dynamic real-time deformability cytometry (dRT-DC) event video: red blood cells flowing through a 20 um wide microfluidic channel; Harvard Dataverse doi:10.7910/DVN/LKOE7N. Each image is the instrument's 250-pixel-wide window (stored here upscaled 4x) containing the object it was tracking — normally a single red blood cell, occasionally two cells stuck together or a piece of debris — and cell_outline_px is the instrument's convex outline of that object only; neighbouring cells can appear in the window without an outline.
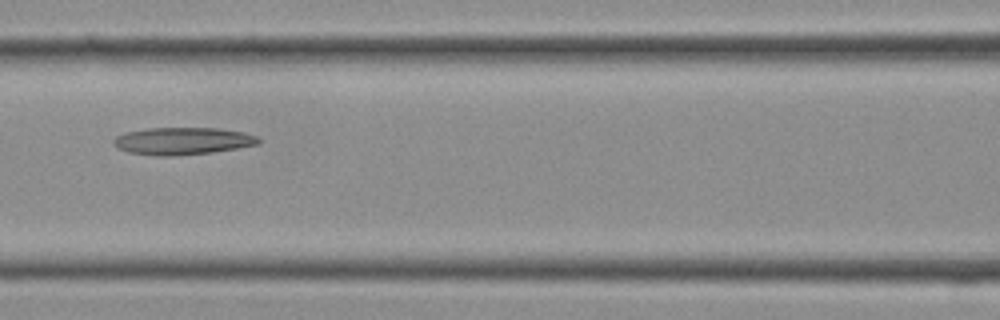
{"species": "Egyptian fruit bat (a non-hibernating species)", "species_latin": "Rousettus aegyptiacus", "temperature_condition": "cold", "stored_images_in_passage": 18, "camera_frame_rate_fps": 3000, "um_per_image_px": 0.085, "frame": {"image": 1, "passage_image": 13, "time_ms": 4.0, "image_size_px": [1000, 320], "cell_outline_px": [[260, 144], [212, 152], [176, 156], [156, 156], [128, 152], [116, 148], [112, 144], [112, 140], [116, 136], [124, 132], [148, 128], [216, 128], [244, 132], [260, 136]], "centroid_in_image_um": [15.5, 11.98], "position_along_channel_um": 151.1, "area_um2": 23.35}}
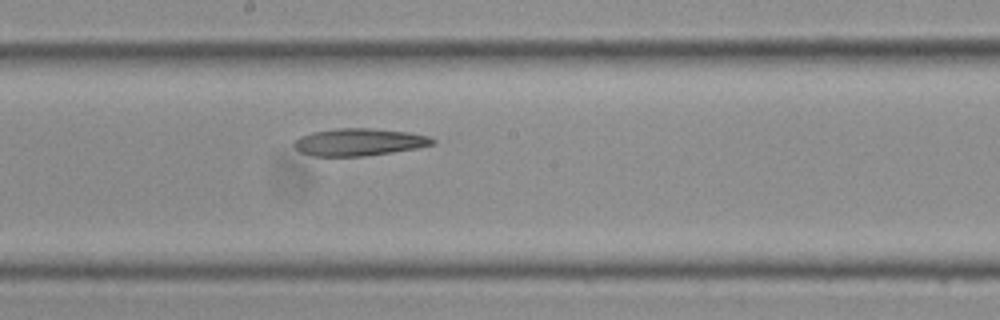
{"frame": {"image": 2, "passage_image": 16, "time_ms": 5.0, "image_size_px": [1000, 320], "cell_outline_px": [[436, 144], [416, 148], [392, 152], [364, 156], [312, 156], [300, 152], [296, 148], [296, 140], [300, 136], [312, 132], [336, 128], [372, 128], [408, 132], [428, 136], [436, 140]], "centroid_in_image_um": [30.55, 12.07], "position_along_channel_um": 217.7, "area_um2": 21.96}}
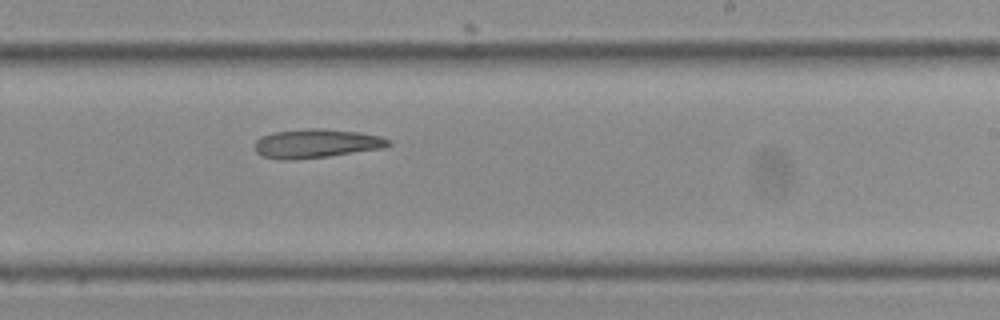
{"frame": {"image": 3, "passage_image": 18, "time_ms": 5.667, "image_size_px": [1000, 320], "cell_outline_px": [[392, 144], [380, 148], [328, 156], [296, 160], [276, 160], [260, 156], [256, 152], [252, 144], [260, 136], [272, 132], [308, 128], [324, 128], [356, 132], [380, 136], [388, 140]], "centroid_in_image_um": [26.75, 12.2], "position_along_channel_um": 262.2, "area_um2": 22.72}}